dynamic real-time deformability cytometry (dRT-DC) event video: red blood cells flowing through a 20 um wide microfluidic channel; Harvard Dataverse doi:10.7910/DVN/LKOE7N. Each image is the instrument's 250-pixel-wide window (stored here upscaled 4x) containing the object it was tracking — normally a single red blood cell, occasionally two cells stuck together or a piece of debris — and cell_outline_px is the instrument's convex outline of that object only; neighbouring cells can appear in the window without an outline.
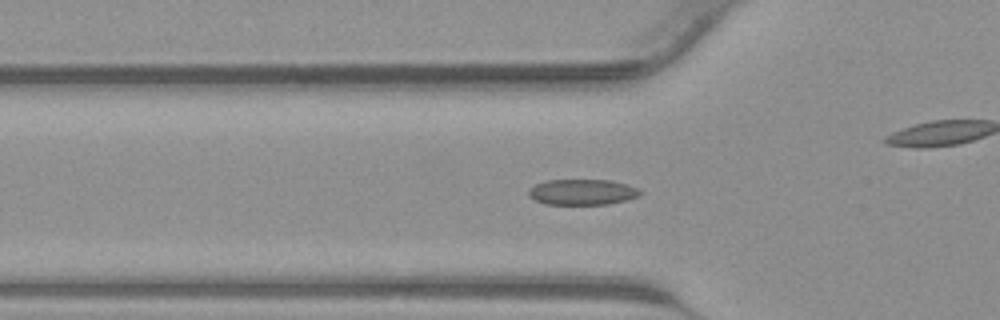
{"species": "common noctule bat (a hibernating species)", "species_latin": "Nyctalus noctula", "temperature_condition": "warm", "stored_images_in_passage": 31, "camera_frame_rate_fps": 3000, "um_per_image_px": 0.085, "animal": {"sex": "male", "body_mass_g": 23.1, "forearm_length_mm": 52.7}, "frame": {"image": 1, "passage_image": 2, "time_ms": 0.333, "image_size_px": [1000, 320], "cell_outline_px": [[644, 192], [636, 196], [624, 200], [608, 204], [544, 204], [528, 196], [528, 192], [536, 184], [548, 180], [608, 180], [624, 184], [636, 188]], "centroid_in_image_um": [49.46, 16.33], "position_along_channel_um": 76.3, "area_um2": 16.36}}
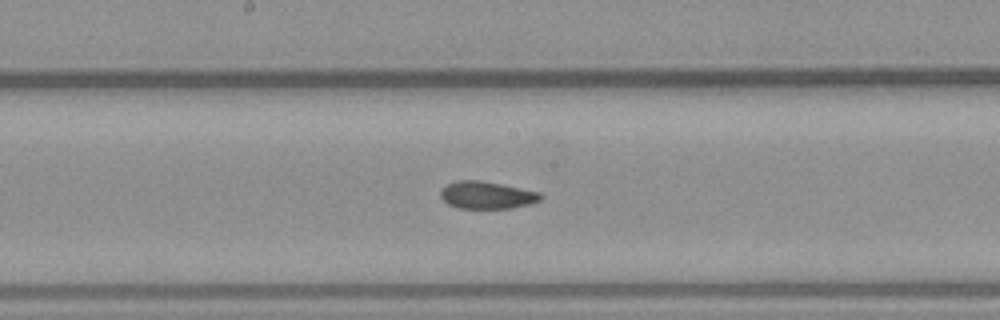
{"frame": {"image": 2, "passage_image": 10, "time_ms": 3.0, "image_size_px": [1000, 320], "cell_outline_px": [[544, 196], [540, 200], [528, 204], [512, 208], [460, 208], [448, 204], [440, 196], [440, 188], [456, 180], [480, 180], [504, 184], [540, 192]], "centroid_in_image_um": [41.38, 16.57], "position_along_channel_um": 206.8, "area_um2": 16.07}}
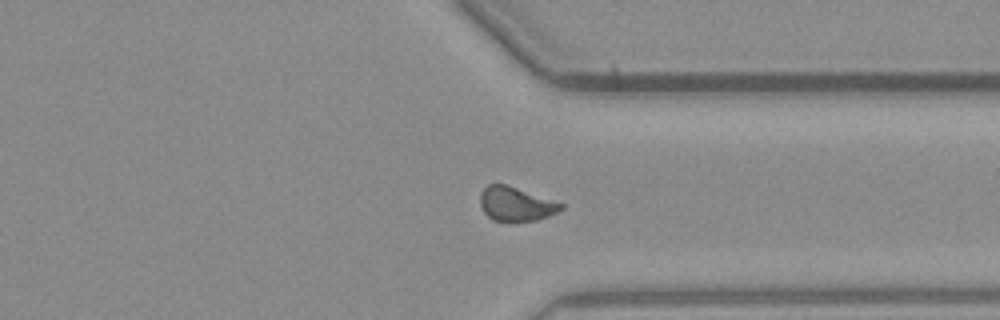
{"frame": {"image": 3, "passage_image": 20, "time_ms": 6.333, "image_size_px": [1000, 320], "cell_outline_px": [[564, 208], [548, 216], [536, 220], [492, 220], [484, 212], [480, 204], [480, 192], [488, 184], [504, 184], [564, 204]], "centroid_in_image_um": [43.82, 17.33], "position_along_channel_um": 367.6, "area_um2": 15.61}}